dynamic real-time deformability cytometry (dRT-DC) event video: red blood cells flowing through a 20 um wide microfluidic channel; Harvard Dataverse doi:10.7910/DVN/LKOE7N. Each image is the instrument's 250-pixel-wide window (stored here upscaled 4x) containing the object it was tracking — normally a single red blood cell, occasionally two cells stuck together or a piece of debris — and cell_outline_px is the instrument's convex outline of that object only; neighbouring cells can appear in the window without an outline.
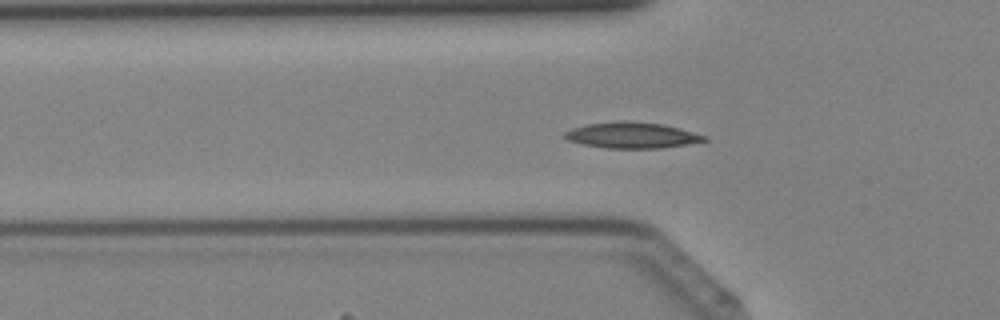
{"species": "Egyptian fruit bat (a non-hibernating species)", "species_latin": "Rousettus aegyptiacus", "temperature_condition": "cold", "stored_images_in_passage": 27, "camera_frame_rate_fps": 3000, "um_per_image_px": 0.085, "animal": {"sex": "female"}, "frame": {"image": 1, "passage_image": 14, "time_ms": 4.333, "image_size_px": [1000, 320], "cell_outline_px": [[708, 140], [688, 144], [660, 148], [604, 148], [580, 144], [568, 140], [560, 136], [564, 132], [572, 128], [588, 124], [620, 120], [628, 120], [664, 124], [680, 128], [708, 136]], "centroid_in_image_um": [53.69, 11.49], "position_along_channel_um": 72.1, "area_um2": 21.44}}
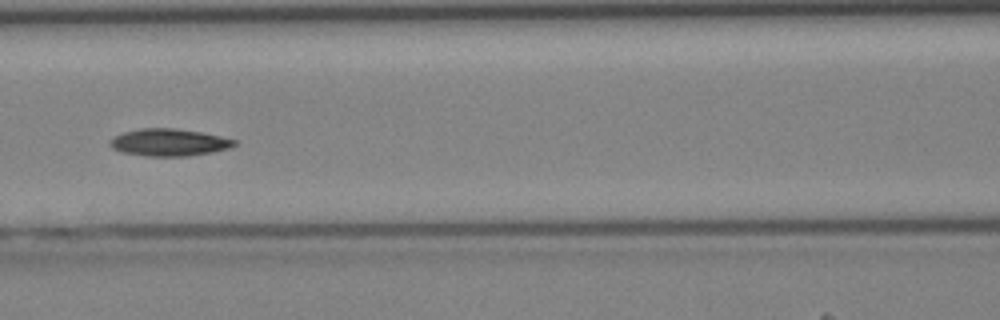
{"frame": {"image": 2, "passage_image": 19, "time_ms": 6.0, "image_size_px": [1000, 320], "cell_outline_px": [[236, 144], [228, 148], [212, 152], [188, 156], [148, 156], [120, 152], [112, 148], [108, 144], [116, 136], [124, 132], [140, 128], [176, 128], [200, 132], [220, 136], [236, 140]], "centroid_in_image_um": [14.35, 12.1], "position_along_channel_um": 152.2, "area_um2": 19.59}}
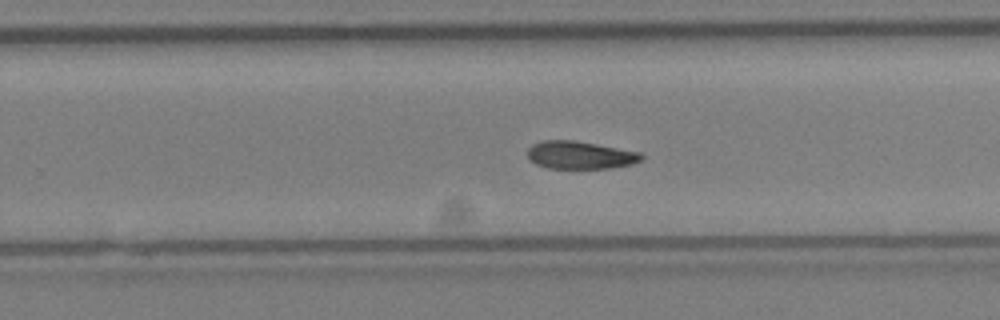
{"frame": {"image": 3, "passage_image": 27, "time_ms": 8.667, "image_size_px": [1000, 320], "cell_outline_px": [[644, 156], [640, 160], [632, 164], [608, 168], [548, 168], [536, 164], [528, 160], [528, 148], [532, 144], [544, 140], [576, 140], [640, 152]], "centroid_in_image_um": [49.28, 13.17], "position_along_channel_um": 280.5, "area_um2": 18.44}}